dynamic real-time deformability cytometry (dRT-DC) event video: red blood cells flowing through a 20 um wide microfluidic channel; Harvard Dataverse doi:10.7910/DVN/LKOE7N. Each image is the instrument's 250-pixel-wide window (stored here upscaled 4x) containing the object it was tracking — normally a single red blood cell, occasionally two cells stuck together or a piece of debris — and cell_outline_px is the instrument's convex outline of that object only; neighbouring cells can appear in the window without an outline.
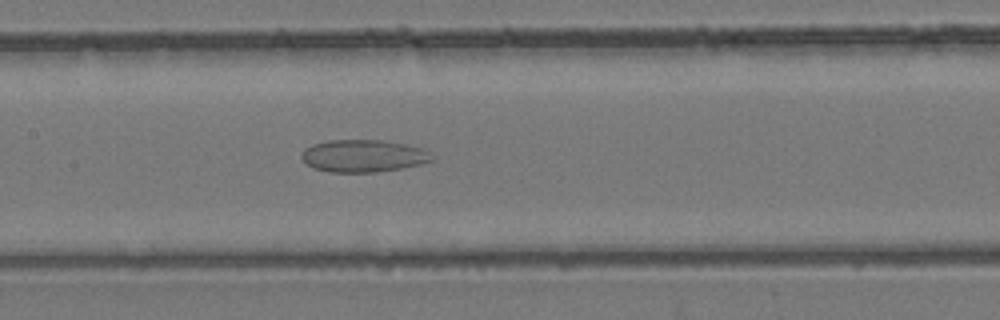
{"species": "common noctule bat (a hibernating species)", "species_latin": "Nyctalus noctula", "temperature_condition": "room temperature", "stored_images_in_passage": 45, "camera_frame_rate_fps": 3000, "um_per_image_px": 0.085, "animal": {"sex": "female", "body_mass_g": 24.6, "forearm_length_mm": 56.2}, "frame": {"image": 1, "passage_image": 21, "time_ms": 6.667, "image_size_px": [1000, 320], "cell_outline_px": [[436, 156], [432, 160], [420, 164], [400, 168], [376, 172], [328, 172], [312, 168], [300, 156], [304, 148], [312, 144], [328, 140], [380, 140], [404, 144], [424, 148]], "centroid_in_image_um": [30.88, 13.25], "position_along_channel_um": 176.5, "area_um2": 24.68}}
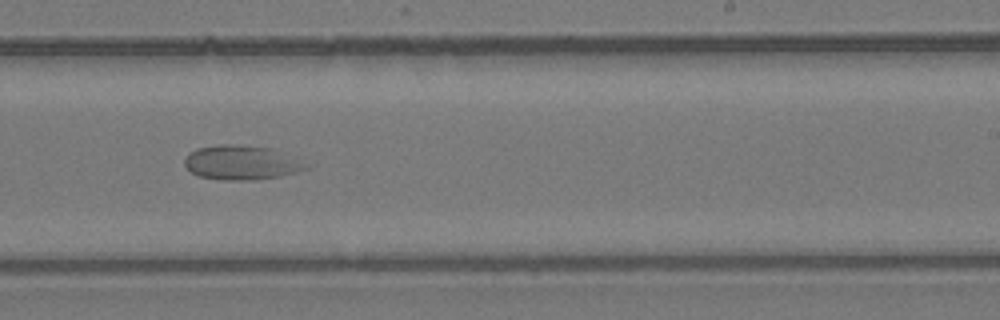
{"frame": {"image": 2, "passage_image": 27, "time_ms": 8.667, "image_size_px": [1000, 320], "cell_outline_px": [[308, 168], [296, 172], [280, 176], [256, 180], [224, 180], [200, 176], [192, 172], [184, 164], [184, 160], [196, 148], [216, 144], [228, 144], [268, 148]], "centroid_in_image_um": [20.37, 13.84], "position_along_channel_um": 268.6, "area_um2": 23.18}}
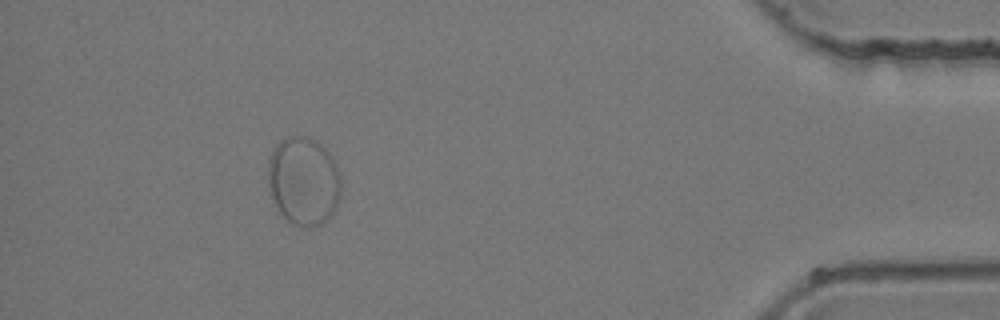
{"frame": {"image": 3, "passage_image": 40, "time_ms": 13.0, "image_size_px": [1000, 320], "cell_outline_px": [[340, 196], [336, 208], [320, 224], [312, 228], [304, 228], [292, 224], [276, 212], [268, 184], [268, 160], [276, 144], [280, 140], [288, 136], [304, 136], [316, 140], [332, 156], [340, 172]], "centroid_in_image_um": [25.78, 15.4], "position_along_channel_um": 409.4, "area_um2": 38.15}}